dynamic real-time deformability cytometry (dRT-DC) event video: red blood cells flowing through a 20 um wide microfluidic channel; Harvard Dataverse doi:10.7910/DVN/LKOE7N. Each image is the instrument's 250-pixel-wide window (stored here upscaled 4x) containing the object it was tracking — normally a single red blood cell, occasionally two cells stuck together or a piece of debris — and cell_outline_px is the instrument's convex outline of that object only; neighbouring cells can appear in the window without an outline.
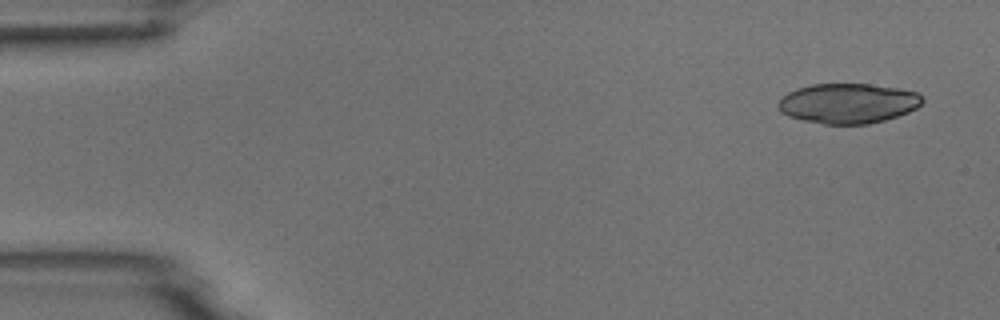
{"species": "common noctule bat (a hibernating species)", "species_latin": "Nyctalus noctula", "temperature_condition": "room temperature", "stored_images_in_passage": 4, "camera_frame_rate_fps": 3000, "um_per_image_px": 0.085, "animal": {"sex": "male", "body_mass_g": 18.8}, "frame": {"image": 1, "passage_image": 1, "time_ms": 0.0, "image_size_px": [1000, 320], "cell_outline_px": [[924, 100], [916, 108], [908, 112], [884, 120], [868, 124], [824, 124], [804, 120], [788, 116], [780, 112], [776, 104], [788, 92], [796, 88], [812, 84], [868, 84], [896, 88], [916, 92], [924, 96]], "centroid_in_image_um": [72.06, 8.78], "position_along_channel_um": 12.9, "area_um2": 33.52}}